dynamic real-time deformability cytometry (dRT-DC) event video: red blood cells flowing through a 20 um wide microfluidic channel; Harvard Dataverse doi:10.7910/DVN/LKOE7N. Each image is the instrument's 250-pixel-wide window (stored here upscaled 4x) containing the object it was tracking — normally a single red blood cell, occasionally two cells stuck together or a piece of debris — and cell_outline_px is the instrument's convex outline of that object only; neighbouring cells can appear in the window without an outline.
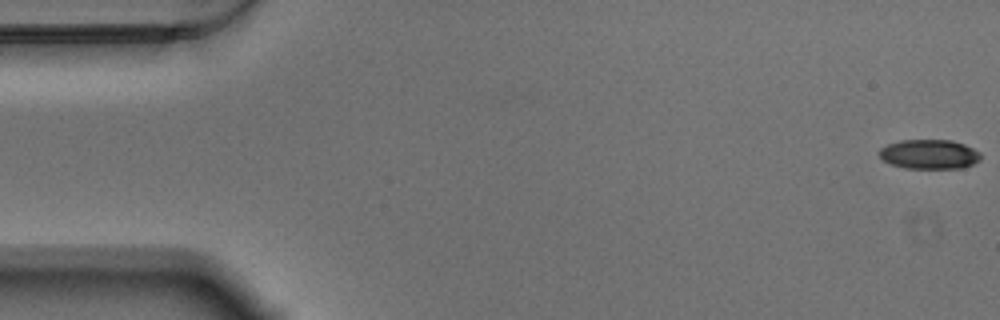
{"species": "Egyptian fruit bat (a non-hibernating species)", "species_latin": "Rousettus aegyptiacus", "temperature_condition": "warm", "stored_images_in_passage": 58, "camera_frame_rate_fps": 3000, "um_per_image_px": 0.085, "animal": {"sex": "male"}, "frame": {"image": 1, "passage_image": 1, "time_ms": 0.0, "image_size_px": [1000, 320], "cell_outline_px": [[980, 160], [964, 168], [904, 168], [892, 164], [884, 160], [880, 156], [880, 148], [888, 144], [900, 140], [952, 140], [964, 144], [980, 152]], "centroid_in_image_um": [79.01, 13.11], "position_along_channel_um": 6.0, "area_um2": 17.34}}
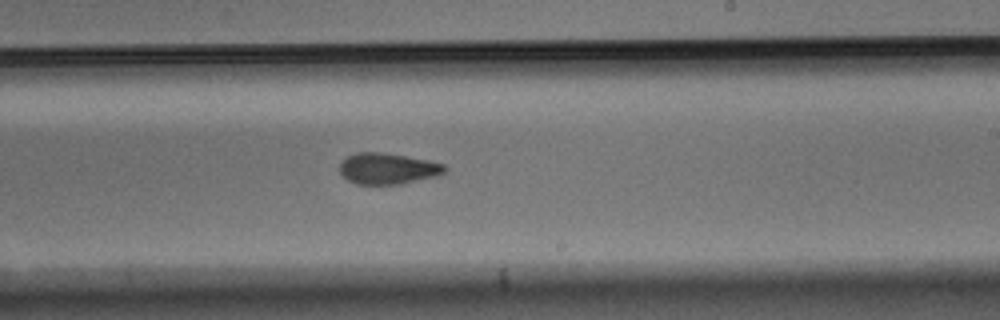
{"frame": {"image": 2, "passage_image": 34, "time_ms": 11.0, "image_size_px": [1000, 320], "cell_outline_px": [[448, 168], [440, 176], [400, 184], [356, 184], [348, 180], [340, 172], [340, 164], [348, 156], [356, 152], [380, 152], [428, 160], [444, 164]], "centroid_in_image_um": [32.99, 14.34], "position_along_channel_um": 256.0, "area_um2": 19.02}}
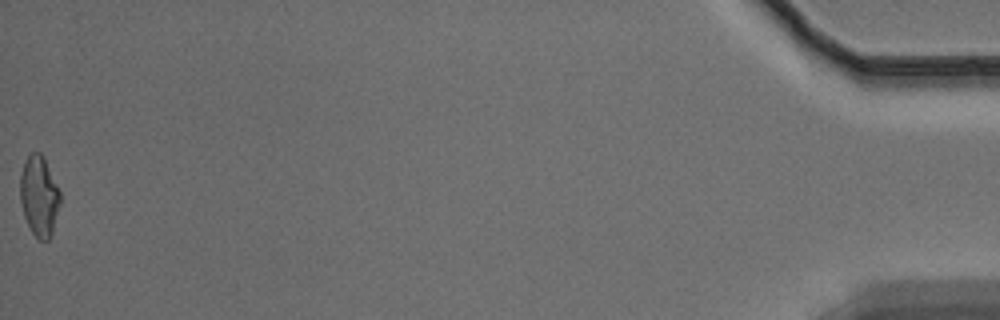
{"frame": {"image": 3, "passage_image": 58, "time_ms": 19.0, "image_size_px": [1000, 320], "cell_outline_px": [[60, 204], [52, 232], [48, 240], [40, 240], [32, 232], [24, 216], [20, 200], [20, 176], [24, 164], [28, 156], [32, 152], [40, 152], [44, 156], [60, 192]], "centroid_in_image_um": [3.33, 16.65], "position_along_channel_um": 431.9, "area_um2": 18.55}, "authors_computed_cell_mechanics": {"area_um2": 19.1896, "velocity_mm_per_s": 3.4984, "shape_relaxation_time_tau1_ms": 7.1396, "shape_relaxation_time_tau2_ms": 3.4797, "deformation_change_tau1": 0.166, "deformation_change_tau2": 0.1029}}